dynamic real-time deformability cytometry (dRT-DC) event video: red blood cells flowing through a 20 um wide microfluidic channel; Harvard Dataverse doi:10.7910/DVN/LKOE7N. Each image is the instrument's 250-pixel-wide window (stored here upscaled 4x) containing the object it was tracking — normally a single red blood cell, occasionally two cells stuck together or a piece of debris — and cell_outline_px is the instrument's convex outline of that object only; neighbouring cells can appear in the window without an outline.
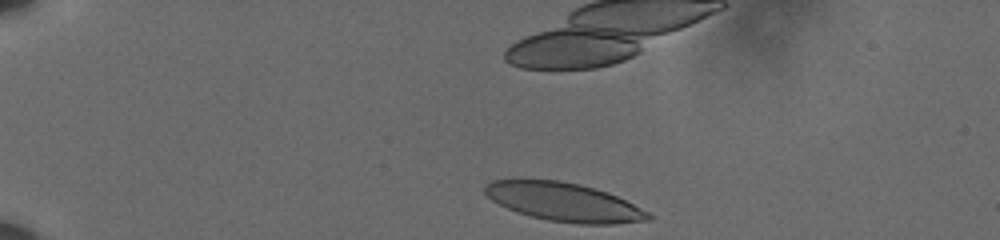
{"species": "human", "species_latin": "Homo sapiens", "temperature_condition": "cold", "stored_images_in_passage": 8, "camera_frame_rate_fps": 3000, "um_per_image_px": 0.085, "donor": {"sex": "male"}, "frame": {"image": 1, "passage_image": 1, "time_ms": 0.0, "image_size_px": [1000, 240], "cell_outline_px": [[652, 220], [612, 224], [580, 224], [548, 220], [516, 212], [492, 200], [484, 192], [484, 184], [492, 180], [512, 176], [560, 180], [580, 184], [608, 192], [648, 212], [652, 216]], "centroid_in_image_um": [47.83, 17.12], "position_along_channel_um": 37.2, "area_um2": 37.4}}